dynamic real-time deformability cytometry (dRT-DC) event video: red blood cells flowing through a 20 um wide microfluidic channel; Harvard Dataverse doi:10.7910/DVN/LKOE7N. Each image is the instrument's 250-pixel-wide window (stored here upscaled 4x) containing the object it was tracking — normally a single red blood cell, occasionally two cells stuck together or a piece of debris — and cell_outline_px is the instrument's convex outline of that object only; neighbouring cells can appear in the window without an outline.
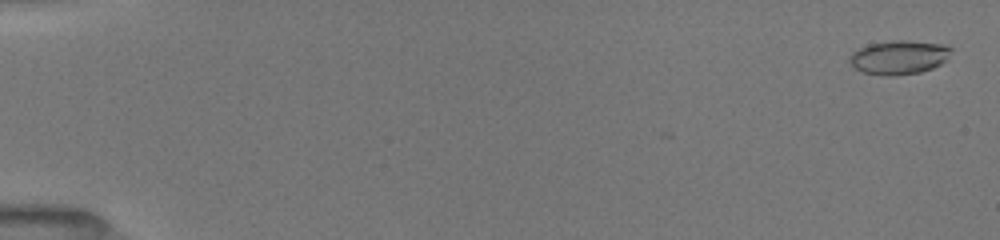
{"species": "common noctule bat (a hibernating species)", "species_latin": "Nyctalus noctula", "temperature_condition": "room temperature", "stored_images_in_passage": 5, "camera_frame_rate_fps": 3000, "um_per_image_px": 0.085, "animal": {"sex": "female", "body_mass_g": 19.5, "forearm_length_mm": 54.1}, "frame": {"image": 1, "passage_image": 2, "time_ms": 0.333, "image_size_px": [1000, 240], "cell_outline_px": [[952, 48], [944, 60], [940, 64], [932, 68], [920, 72], [896, 76], [884, 76], [864, 72], [856, 68], [848, 60], [848, 56], [852, 52], [868, 44], [892, 40], [908, 40], [944, 44]], "centroid_in_image_um": [76.38, 4.86], "position_along_channel_um": 8.6, "area_um2": 20.06}}